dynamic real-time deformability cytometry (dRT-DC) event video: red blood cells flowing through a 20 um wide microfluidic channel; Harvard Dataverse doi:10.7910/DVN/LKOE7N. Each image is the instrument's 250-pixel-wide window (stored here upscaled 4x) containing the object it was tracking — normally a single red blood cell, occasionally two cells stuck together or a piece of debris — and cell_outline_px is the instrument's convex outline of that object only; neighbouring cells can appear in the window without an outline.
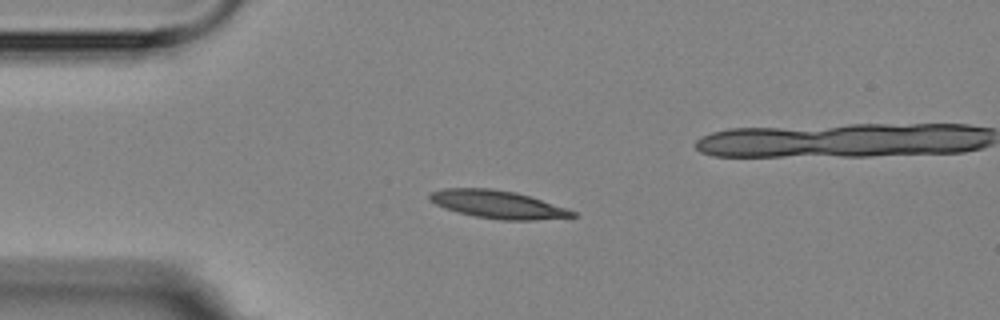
{"species": "Egyptian fruit bat (a non-hibernating species)", "species_latin": "Rousettus aegyptiacus", "temperature_condition": "room temperature", "stored_images_in_passage": 7, "segment_of_instrument_passage": [1, 2], "camera_frame_rate_fps": 3000, "um_per_image_px": 0.085, "animal": {"sex": "female"}, "frame": {"image": 1, "passage_image": 3, "time_ms": 2.333, "image_size_px": [1000, 320], "cell_outline_px": [[580, 216], [536, 220], [500, 220], [476, 216], [444, 208], [428, 200], [428, 196], [432, 192], [444, 188], [492, 188], [516, 192], [568, 208], [576, 212]], "centroid_in_image_um": [42.35, 17.37], "position_along_channel_um": 42.7, "area_um2": 23.24}}
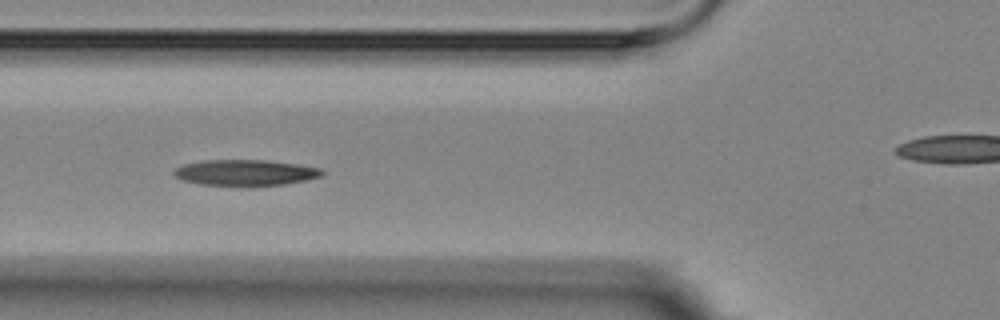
{"frame": {"image": 2, "passage_image": 5, "time_ms": 4.667, "image_size_px": [1000, 320], "cell_outline_px": [[324, 172], [320, 176], [304, 180], [284, 184], [200, 184], [184, 180], [176, 176], [172, 172], [176, 168], [184, 164], [204, 160], [264, 160], [296, 164], [320, 168]], "centroid_in_image_um": [20.83, 14.64], "position_along_channel_um": 105.0, "area_um2": 21.5}}
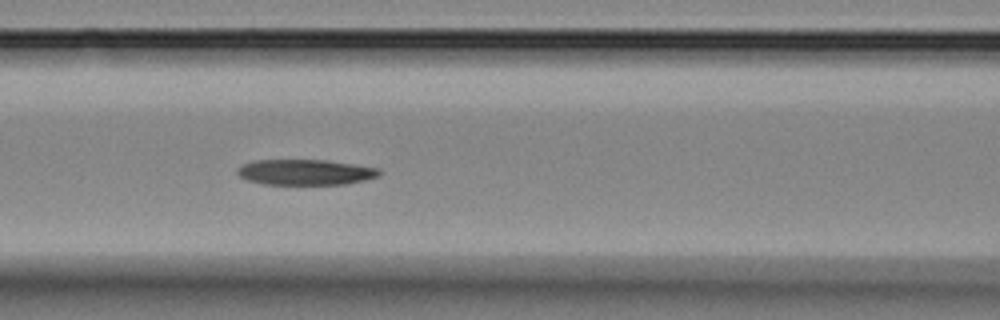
{"frame": {"image": 3, "passage_image": 6, "time_ms": 5.667, "image_size_px": [1000, 320], "cell_outline_px": [[380, 176], [364, 180], [344, 184], [264, 184], [248, 180], [240, 176], [236, 172], [236, 168], [244, 164], [256, 160], [324, 160], [356, 164], [380, 168]], "centroid_in_image_um": [25.97, 14.63], "position_along_channel_um": 140.6, "area_um2": 21.1}}